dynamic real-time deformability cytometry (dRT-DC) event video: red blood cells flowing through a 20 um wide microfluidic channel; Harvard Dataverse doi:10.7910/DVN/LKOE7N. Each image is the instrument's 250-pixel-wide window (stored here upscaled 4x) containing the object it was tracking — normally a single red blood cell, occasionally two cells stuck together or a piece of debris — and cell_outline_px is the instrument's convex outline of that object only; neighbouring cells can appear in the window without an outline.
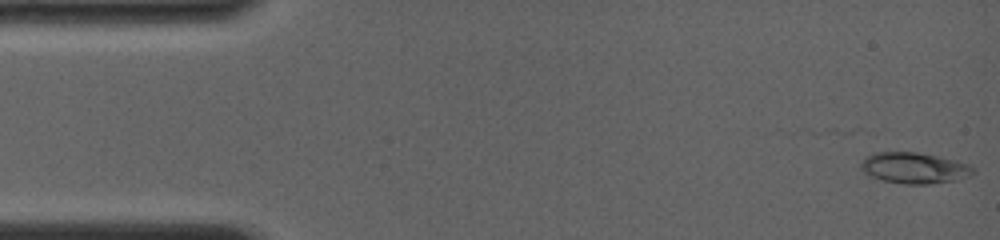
{"species": "common noctule bat (a hibernating species)", "species_latin": "Nyctalus noctula", "temperature_condition": "room temperature", "stored_images_in_passage": 19, "camera_frame_rate_fps": 4000, "um_per_image_px": 0.085, "animal": {"sex": "female", "body_mass_g": 19.0, "forearm_length_mm": 56.7}, "frame": {"image": 1, "passage_image": 1, "time_ms": 0.0, "image_size_px": [1000, 240], "cell_outline_px": [[976, 172], [972, 176], [960, 180], [928, 184], [904, 184], [884, 180], [868, 176], [860, 168], [860, 164], [864, 156], [876, 152], [916, 152], [956, 160], [968, 164], [976, 168]], "centroid_in_image_um": [77.74, 14.28], "position_along_channel_um": 7.3, "area_um2": 20.63}}